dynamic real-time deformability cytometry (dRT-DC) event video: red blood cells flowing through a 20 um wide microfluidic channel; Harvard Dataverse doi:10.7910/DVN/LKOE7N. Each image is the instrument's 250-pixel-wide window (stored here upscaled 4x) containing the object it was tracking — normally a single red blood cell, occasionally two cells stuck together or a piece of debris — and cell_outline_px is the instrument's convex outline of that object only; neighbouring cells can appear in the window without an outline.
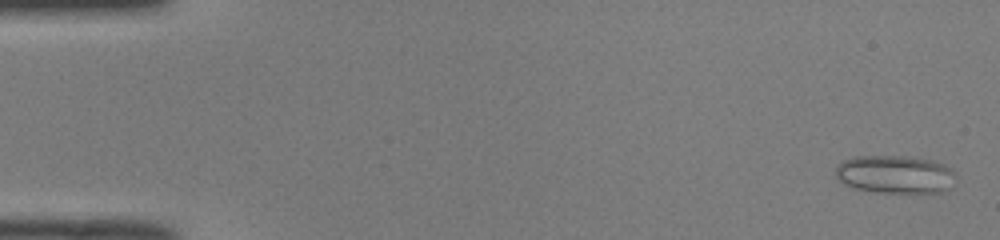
{"species": "common noctule bat (a hibernating species)", "species_latin": "Nyctalus noctula", "temperature_condition": "room temperature", "stored_images_in_passage": 51, "camera_frame_rate_fps": 3000, "um_per_image_px": 0.085, "animal": {"sex": "male", "body_mass_g": 19.0, "forearm_length_mm": 50.8}, "frame": {"image": 1, "passage_image": 2, "time_ms": 0.333, "image_size_px": [1000, 240], "cell_outline_px": [[956, 180], [944, 192], [876, 192], [856, 188], [844, 184], [836, 176], [836, 164], [840, 160], [852, 156], [912, 156], [932, 160], [944, 164], [952, 168], [956, 172]], "centroid_in_image_um": [76.09, 14.8], "position_along_channel_um": 8.9, "area_um2": 27.05}}
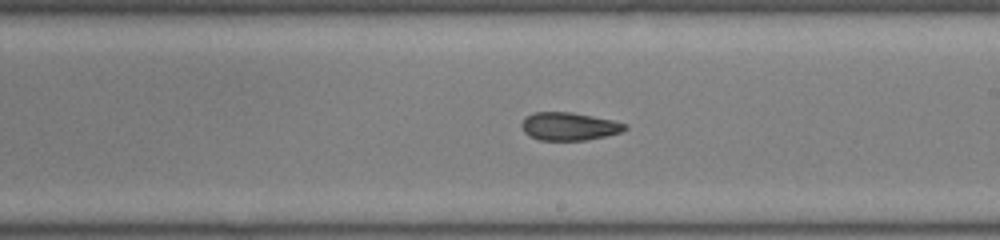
{"frame": {"image": 2, "passage_image": 30, "time_ms": 9.667, "image_size_px": [1000, 240], "cell_outline_px": [[628, 128], [620, 132], [604, 136], [584, 140], [540, 140], [528, 136], [524, 132], [520, 124], [532, 112], [572, 112], [612, 120], [628, 124]], "centroid_in_image_um": [48.36, 10.74], "position_along_channel_um": 240.6, "area_um2": 16.76}}
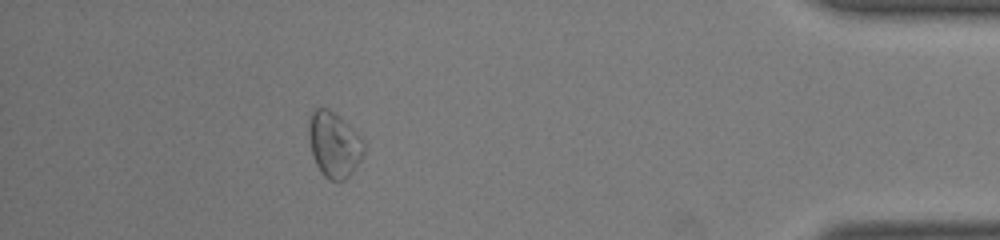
{"frame": {"image": 3, "passage_image": 46, "time_ms": 15.0, "image_size_px": [1000, 240], "cell_outline_px": [[364, 152], [360, 160], [352, 172], [344, 180], [328, 180], [320, 172], [312, 156], [308, 136], [308, 116], [316, 108], [328, 108], [344, 120], [364, 136]], "centroid_in_image_um": [28.39, 12.26], "position_along_channel_um": 406.8, "area_um2": 21.44}, "authors_computed_cell_mechanics": {"area_um2": 19.0162, "velocity_mm_per_s": 4.0082, "shape_relaxation_time_tau1_ms": null, "shape_relaxation_time_tau2_ms": 2.2787, "deformation_change_tau1": null, "deformation_change_tau2": 0.065}}